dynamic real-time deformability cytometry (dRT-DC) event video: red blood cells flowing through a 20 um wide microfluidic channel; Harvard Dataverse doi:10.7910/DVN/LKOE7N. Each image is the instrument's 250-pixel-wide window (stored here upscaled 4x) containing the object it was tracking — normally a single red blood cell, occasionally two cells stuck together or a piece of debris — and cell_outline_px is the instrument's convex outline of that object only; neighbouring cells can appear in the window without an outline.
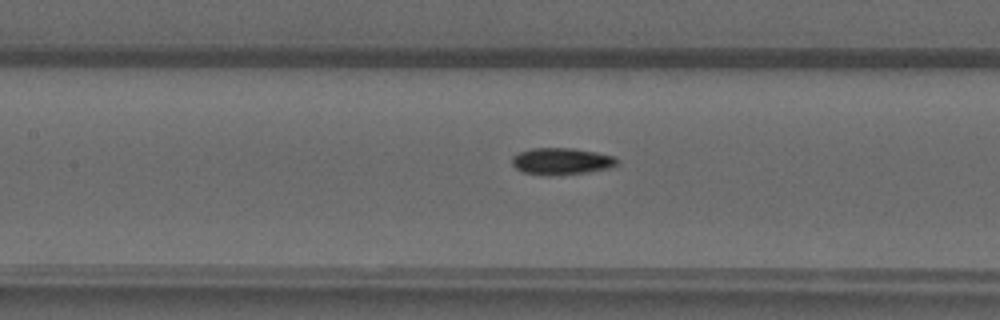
{"species": "common noctule bat (a hibernating species)", "species_latin": "Nyctalus noctula", "temperature_condition": "warm", "stored_images_in_passage": 42, "camera_frame_rate_fps": 3000, "um_per_image_px": 0.085, "animal": {"sex": "male", "forearm_length_mm": 52.5}, "frame": {"image": 1, "passage_image": 16, "time_ms": 5.0, "image_size_px": [1000, 320], "cell_outline_px": [[616, 164], [608, 168], [588, 172], [548, 176], [524, 172], [516, 168], [512, 164], [512, 156], [520, 152], [532, 148], [572, 148], [596, 152], [612, 156], [616, 160]], "centroid_in_image_um": [47.67, 13.71], "position_along_channel_um": 159.7, "area_um2": 16.18}}
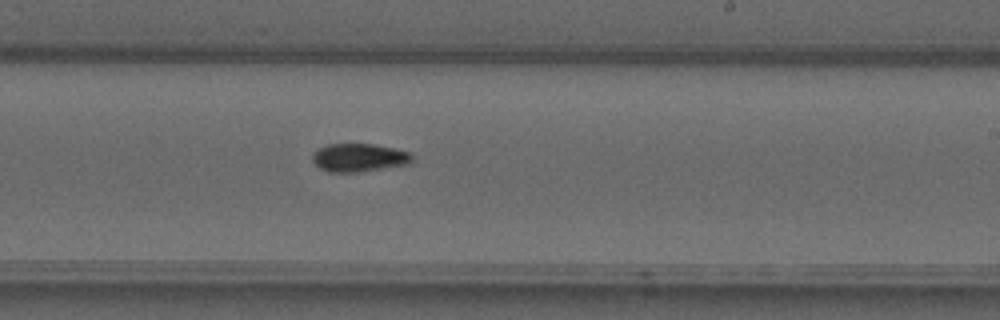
{"frame": {"image": 2, "passage_image": 23, "time_ms": 7.333, "image_size_px": [1000, 320], "cell_outline_px": [[412, 164], [356, 172], [328, 172], [320, 168], [312, 160], [312, 152], [328, 144], [372, 144], [412, 152]], "centroid_in_image_um": [30.53, 13.4], "position_along_channel_um": 258.5, "area_um2": 16.42}}
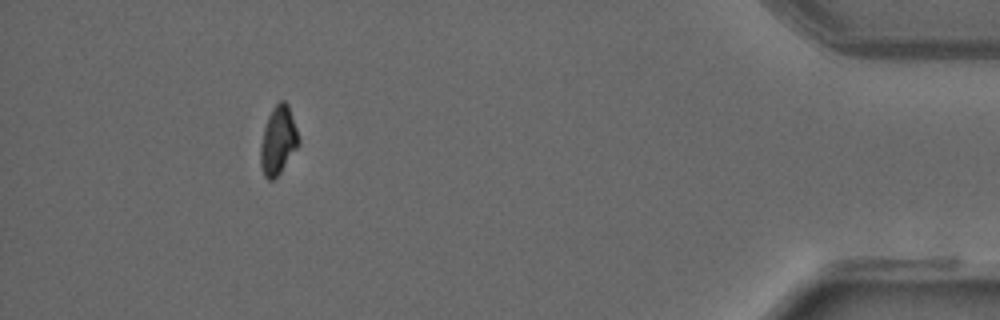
{"frame": {"image": 3, "passage_image": 38, "time_ms": 12.333, "image_size_px": [1000, 320], "cell_outline_px": [[300, 144], [280, 172], [272, 180], [268, 180], [264, 176], [260, 164], [260, 144], [264, 128], [268, 116], [272, 108], [280, 100], [284, 100], [288, 104], [300, 140]], "centroid_in_image_um": [23.64, 11.93], "position_along_channel_um": 411.6, "area_um2": 15.14}}